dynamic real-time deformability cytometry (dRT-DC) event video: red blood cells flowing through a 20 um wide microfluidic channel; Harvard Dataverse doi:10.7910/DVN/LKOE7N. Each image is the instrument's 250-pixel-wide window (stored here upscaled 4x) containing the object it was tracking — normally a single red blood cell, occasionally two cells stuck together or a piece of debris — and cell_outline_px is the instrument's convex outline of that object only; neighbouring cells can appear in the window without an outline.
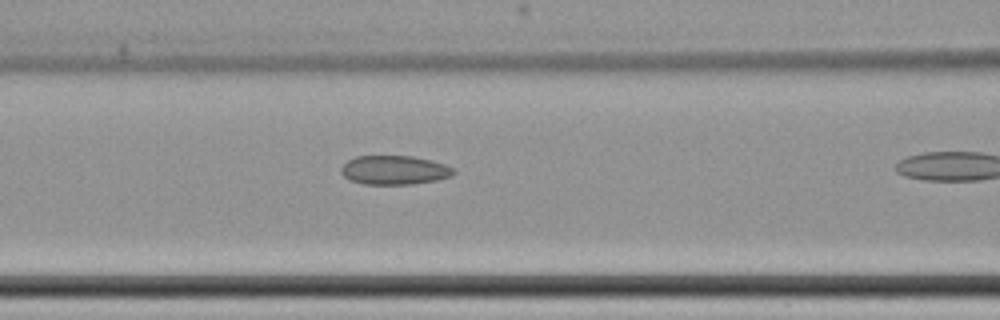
{"species": "common noctule bat (a hibernating species)", "species_latin": "Nyctalus noctula", "temperature_condition": "cold", "stored_images_in_passage": 28, "camera_frame_rate_fps": 3000, "um_per_image_px": 0.085, "animal": {"sex": "female", "body_mass_g": 22.7, "forearm_length_mm": 54.2}, "frame": {"image": 1, "passage_image": 24, "time_ms": 7.667, "image_size_px": [1000, 320], "cell_outline_px": [[456, 172], [452, 176], [436, 180], [412, 184], [364, 184], [348, 180], [340, 172], [340, 168], [348, 160], [356, 156], [412, 156], [432, 160], [444, 164], [452, 168]], "centroid_in_image_um": [33.5, 14.46], "position_along_channel_um": 133.1, "area_um2": 19.07}}